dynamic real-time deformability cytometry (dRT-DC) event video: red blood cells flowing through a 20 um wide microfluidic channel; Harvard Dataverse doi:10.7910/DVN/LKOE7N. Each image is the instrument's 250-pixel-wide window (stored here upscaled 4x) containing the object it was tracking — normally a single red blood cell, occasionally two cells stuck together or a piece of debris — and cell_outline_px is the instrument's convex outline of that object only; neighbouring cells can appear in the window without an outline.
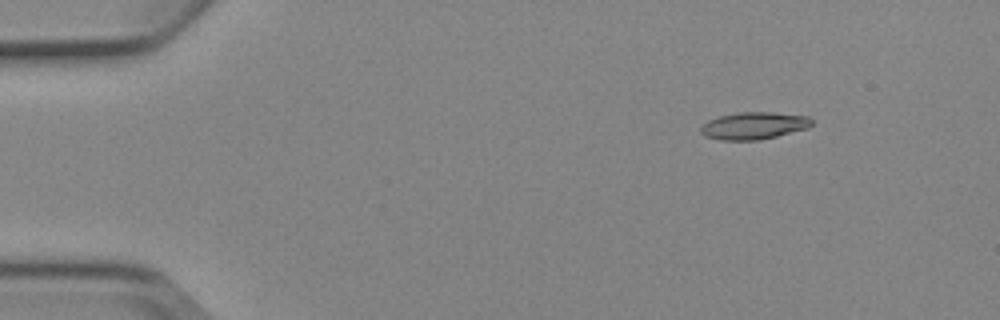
{"species": "Egyptian fruit bat (a non-hibernating species)", "species_latin": "Rousettus aegyptiacus", "temperature_condition": "cold", "stored_images_in_passage": 9, "camera_frame_rate_fps": 3000, "um_per_image_px": 0.085, "animal": {"sex": "female"}, "frame": {"image": 1, "passage_image": 2, "time_ms": 1.333, "image_size_px": [1000, 320], "cell_outline_px": [[812, 124], [808, 128], [760, 140], [720, 140], [704, 136], [700, 132], [700, 128], [708, 120], [720, 116], [736, 112], [772, 112], [808, 116], [812, 120]], "centroid_in_image_um": [64.06, 10.68], "position_along_channel_um": 20.9, "area_um2": 17.63}}
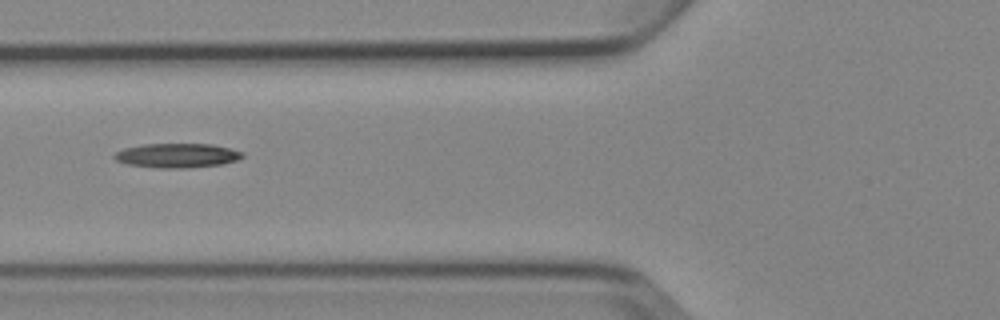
{"frame": {"image": 2, "passage_image": 6, "time_ms": 6.0, "image_size_px": [1000, 320], "cell_outline_px": [[244, 156], [236, 160], [224, 164], [188, 168], [156, 168], [128, 164], [116, 160], [112, 156], [116, 152], [124, 148], [144, 144], [212, 144], [244, 152]], "centroid_in_image_um": [15.06, 13.22], "position_along_channel_um": 110.7, "area_um2": 18.21}}
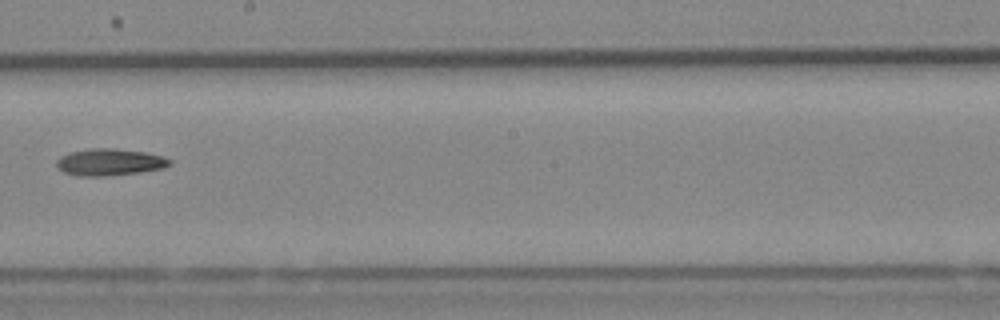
{"frame": {"image": 3, "passage_image": 9, "time_ms": 9.333, "image_size_px": [1000, 320], "cell_outline_px": [[172, 164], [164, 168], [140, 172], [104, 176], [80, 176], [64, 172], [56, 168], [56, 160], [60, 156], [72, 152], [92, 148], [112, 148], [148, 152], [164, 156], [172, 160]], "centroid_in_image_um": [9.35, 13.78], "position_along_channel_um": 238.8, "area_um2": 17.86}}